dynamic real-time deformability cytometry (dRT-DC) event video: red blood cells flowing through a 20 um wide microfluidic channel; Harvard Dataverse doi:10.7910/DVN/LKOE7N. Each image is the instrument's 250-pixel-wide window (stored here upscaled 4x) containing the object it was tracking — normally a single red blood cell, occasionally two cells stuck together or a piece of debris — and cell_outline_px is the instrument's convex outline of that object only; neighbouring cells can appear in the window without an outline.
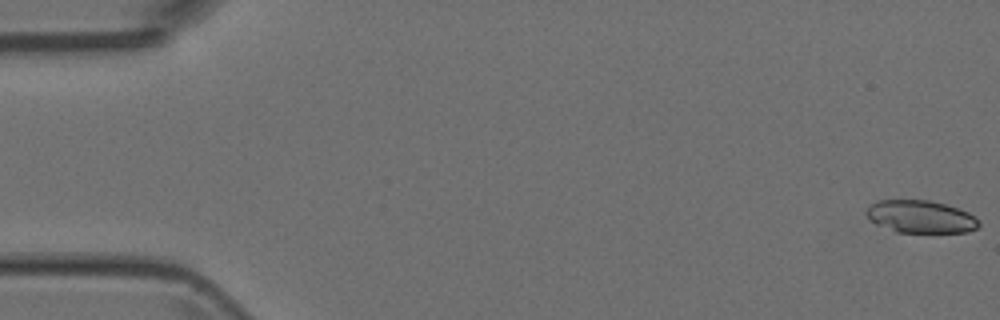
{"species": "Egyptian fruit bat (a non-hibernating species)", "species_latin": "Rousettus aegyptiacus", "temperature_condition": "room temperature", "stored_images_in_passage": 51, "camera_frame_rate_fps": 3000, "um_per_image_px": 0.085, "animal": {"sex": "female"}, "frame": {"image": 1, "passage_image": 1, "time_ms": 0.0, "image_size_px": [1000, 320], "cell_outline_px": [[980, 224], [976, 228], [968, 232], [896, 232], [876, 224], [864, 212], [876, 200], [928, 200], [944, 204], [968, 212], [976, 216]], "centroid_in_image_um": [78.26, 18.42], "position_along_channel_um": 6.7, "area_um2": 21.21}}
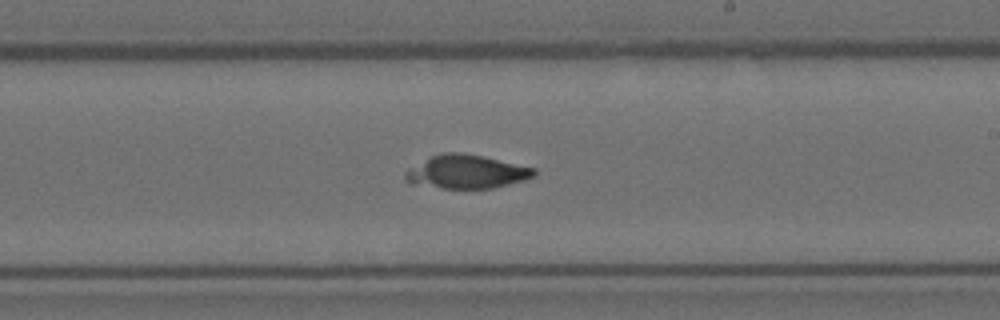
{"frame": {"image": 2, "passage_image": 30, "time_ms": 9.667, "image_size_px": [1000, 320], "cell_outline_px": [[536, 176], [524, 180], [492, 188], [440, 188], [408, 184], [404, 180], [404, 172], [408, 168], [440, 152], [464, 152], [484, 156], [536, 168]], "centroid_in_image_um": [39.61, 14.6], "position_along_channel_um": 249.4, "area_um2": 25.49}}
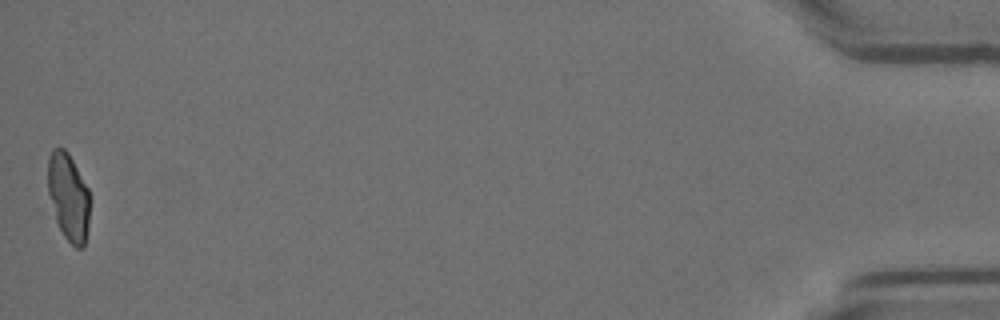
{"frame": {"image": 3, "passage_image": 51, "time_ms": 16.667, "image_size_px": [1000, 320], "cell_outline_px": [[88, 224], [84, 248], [76, 248], [64, 236], [56, 220], [48, 192], [48, 156], [52, 148], [64, 148], [68, 152], [88, 188]], "centroid_in_image_um": [5.8, 16.72], "position_along_channel_um": 429.4, "area_um2": 21.1}}